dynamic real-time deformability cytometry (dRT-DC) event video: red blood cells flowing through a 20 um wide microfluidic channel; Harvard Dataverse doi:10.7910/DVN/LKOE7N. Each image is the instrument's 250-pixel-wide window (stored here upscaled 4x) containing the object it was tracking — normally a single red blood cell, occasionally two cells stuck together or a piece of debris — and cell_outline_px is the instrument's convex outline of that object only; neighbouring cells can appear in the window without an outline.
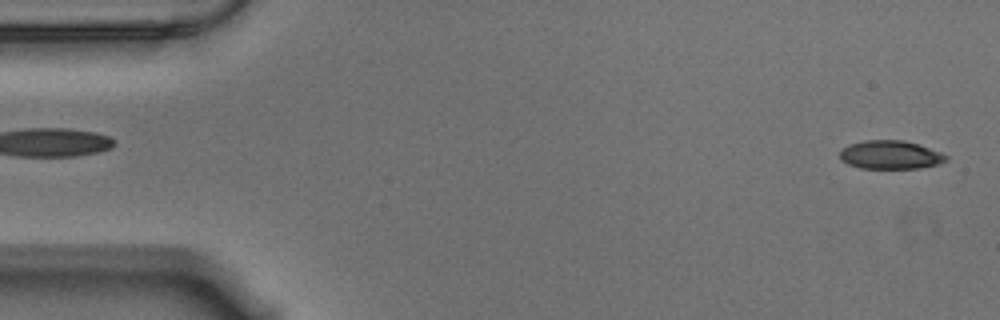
{"species": "Egyptian fruit bat (a non-hibernating species)", "species_latin": "Rousettus aegyptiacus", "temperature_condition": "warm", "stored_images_in_passage": 56, "camera_frame_rate_fps": 3000, "um_per_image_px": 0.085, "animal": {"sex": "male"}, "frame": {"image": 1, "passage_image": 2, "time_ms": 0.333, "image_size_px": [1000, 320], "cell_outline_px": [[948, 160], [936, 164], [920, 168], [860, 168], [848, 164], [840, 160], [840, 148], [848, 144], [864, 140], [904, 140], [940, 152], [948, 156]], "centroid_in_image_um": [75.62, 13.15], "position_along_channel_um": 9.4, "area_um2": 17.63}}
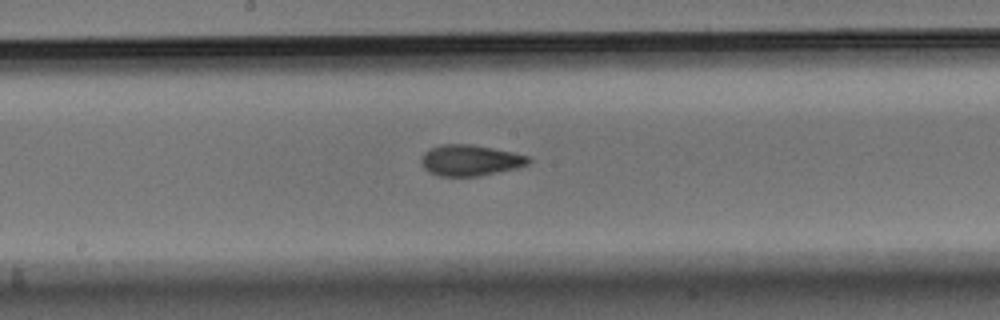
{"frame": {"image": 2, "passage_image": 29, "time_ms": 9.333, "image_size_px": [1000, 320], "cell_outline_px": [[532, 160], [528, 164], [516, 168], [476, 176], [440, 176], [428, 172], [420, 164], [420, 156], [424, 152], [440, 144], [472, 144], [512, 152], [528, 156]], "centroid_in_image_um": [39.92, 13.62], "position_along_channel_um": 208.3, "area_um2": 19.36}}
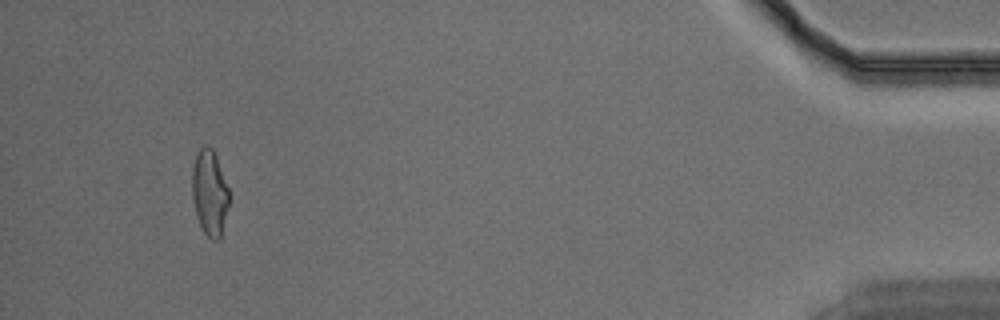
{"frame": {"image": 3, "passage_image": 53, "time_ms": 17.333, "image_size_px": [1000, 320], "cell_outline_px": [[228, 208], [220, 240], [212, 240], [204, 232], [196, 216], [192, 200], [192, 168], [196, 156], [200, 148], [204, 144], [208, 144], [212, 148], [216, 156], [228, 188]], "centroid_in_image_um": [17.81, 16.38], "position_along_channel_um": 417.4, "area_um2": 18.44}, "authors_computed_cell_mechanics": {"area_um2": 18.9584, "velocity_mm_per_s": 3.5428, "shape_relaxation_time_tau1_ms": 6.259, "shape_relaxation_time_tau2_ms": 1.7399, "deformation_change_tau1": 0.2044, "deformation_change_tau2": 0.0877}}